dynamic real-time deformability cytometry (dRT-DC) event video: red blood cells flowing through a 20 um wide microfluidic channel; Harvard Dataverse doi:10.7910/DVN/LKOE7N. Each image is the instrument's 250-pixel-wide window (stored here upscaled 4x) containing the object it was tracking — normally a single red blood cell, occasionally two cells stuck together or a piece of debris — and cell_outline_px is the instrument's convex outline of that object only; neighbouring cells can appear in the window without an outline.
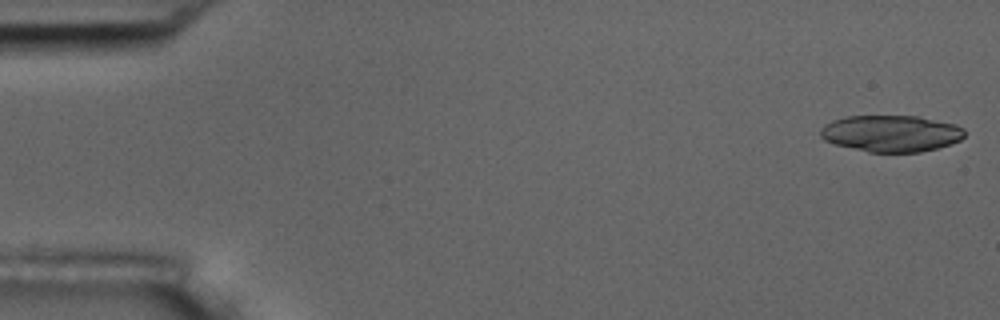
{"species": "common noctule bat (a hibernating species)", "species_latin": "Nyctalus noctula", "temperature_condition": "room temperature", "stored_images_in_passage": 35, "segment_of_instrument_passage": [1, 2], "camera_frame_rate_fps": 3000, "um_per_image_px": 0.085, "animal": {"sex": "male", "body_mass_g": 17.5, "forearm_length_mm": 52.3}, "frame": {"image": 1, "passage_image": 1, "time_ms": 0.0, "image_size_px": [1000, 320], "cell_outline_px": [[964, 136], [960, 140], [952, 144], [920, 152], [868, 152], [836, 144], [824, 140], [820, 136], [820, 128], [824, 124], [832, 120], [848, 116], [920, 116], [956, 124], [964, 128]], "centroid_in_image_um": [75.75, 11.34], "position_along_channel_um": 9.2, "area_um2": 30.87}}